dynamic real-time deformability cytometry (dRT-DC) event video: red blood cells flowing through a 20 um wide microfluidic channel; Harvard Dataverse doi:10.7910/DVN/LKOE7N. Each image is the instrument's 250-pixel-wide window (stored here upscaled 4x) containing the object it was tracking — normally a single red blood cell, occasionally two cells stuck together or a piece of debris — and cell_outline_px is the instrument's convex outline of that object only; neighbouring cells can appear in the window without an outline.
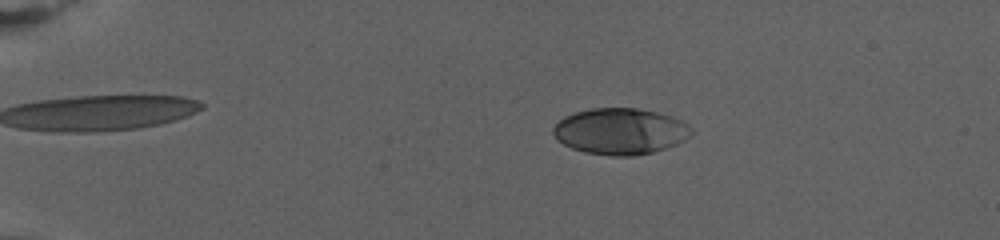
{"species": "human", "species_latin": "Homo sapiens", "temperature_condition": "warm", "stored_images_in_passage": 81, "camera_frame_rate_fps": 3000, "um_per_image_px": 0.085, "donor": {"sex": "female"}, "frame": {"image": 1, "passage_image": 17, "time_ms": 5.333, "image_size_px": [1000, 240], "cell_outline_px": [[692, 132], [684, 140], [676, 144], [652, 152], [632, 156], [612, 156], [584, 152], [572, 148], [556, 140], [552, 132], [552, 128], [564, 116], [576, 112], [592, 108], [640, 108], [672, 116], [688, 124], [692, 128]], "centroid_in_image_um": [52.7, 11.16], "position_along_channel_um": 32.3, "area_um2": 37.22}}
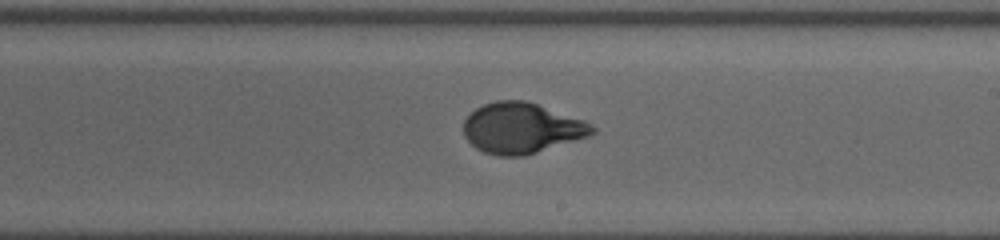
{"frame": {"image": 2, "passage_image": 51, "time_ms": 16.667, "image_size_px": [1000, 240], "cell_outline_px": [[596, 132], [588, 136], [524, 156], [496, 156], [484, 152], [476, 148], [464, 136], [464, 120], [476, 108], [484, 104], [496, 100], [524, 100], [536, 104], [580, 120], [596, 128]], "centroid_in_image_um": [44.28, 10.9], "position_along_channel_um": 244.7, "area_um2": 37.28}}
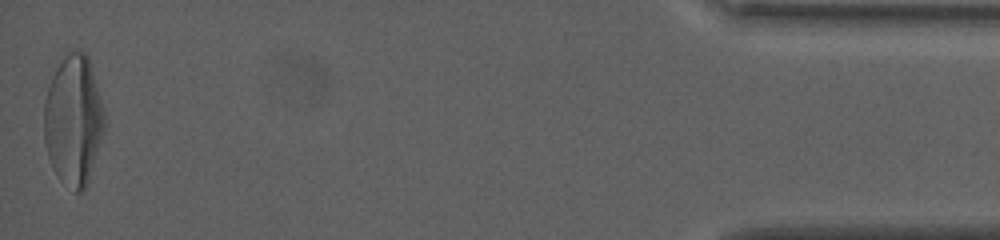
{"frame": {"image": 3, "passage_image": 81, "time_ms": 26.667, "image_size_px": [1000, 240], "cell_outline_px": [[104, 132], [88, 180], [84, 188], [80, 192], [76, 192], [52, 168], [48, 156], [44, 140], [44, 104], [48, 88], [52, 76], [56, 68], [68, 52], [84, 52], [88, 56], [104, 112]], "centroid_in_image_um": [6.23, 10.21], "position_along_channel_um": 429.0, "area_um2": 44.85}, "authors_computed_cell_mechanics": {"area_um2": 37.6856, "velocity_mm_per_s": 2.6181, "shape_relaxation_time_tau1_ms": 6.2666, "shape_relaxation_time_tau2_ms": null, "deformation_change_tau1": 0.2306, "deformation_change_tau2": null}}